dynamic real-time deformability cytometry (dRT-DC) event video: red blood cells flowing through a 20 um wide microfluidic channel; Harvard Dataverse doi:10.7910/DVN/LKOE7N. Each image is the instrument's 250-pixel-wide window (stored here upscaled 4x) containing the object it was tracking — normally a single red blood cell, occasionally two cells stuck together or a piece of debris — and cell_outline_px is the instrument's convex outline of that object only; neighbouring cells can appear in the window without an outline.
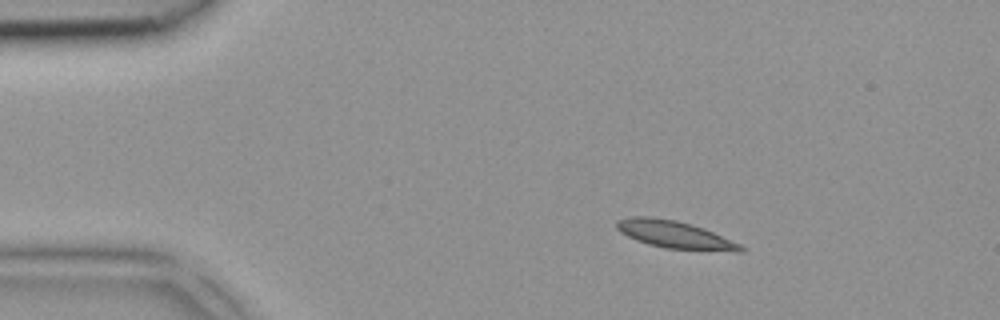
{"species": "common noctule bat (a hibernating species)", "species_latin": "Nyctalus noctula", "temperature_condition": "room temperature", "stored_images_in_passage": 6, "camera_frame_rate_fps": 3000, "um_per_image_px": 0.085, "animal": {"sex": "female", "body_mass_g": 18.4}, "frame": {"image": 1, "passage_image": 3, "time_ms": 0.667, "image_size_px": [1000, 320], "cell_outline_px": [[744, 252], [736, 252], [664, 248], [648, 244], [636, 240], [620, 232], [616, 228], [616, 220], [632, 216], [652, 216], [676, 220], [692, 224], [704, 228], [740, 244], [744, 248]], "centroid_in_image_um": [57.34, 19.94], "position_along_channel_um": 27.7, "area_um2": 20.0}}
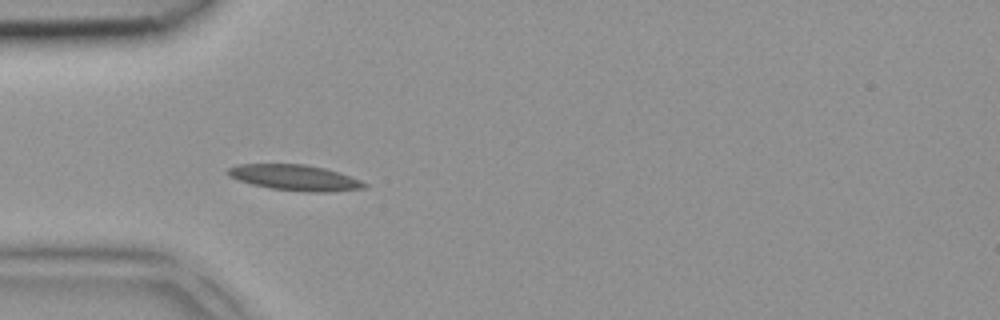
{"frame": {"image": 2, "passage_image": 5, "time_ms": 1.333, "image_size_px": [1000, 320], "cell_outline_px": [[368, 188], [332, 192], [308, 192], [272, 188], [252, 184], [236, 180], [228, 176], [228, 168], [236, 164], [308, 164], [340, 172], [360, 180], [368, 184]], "centroid_in_image_um": [25.1, 15.1], "position_along_channel_um": 59.9, "area_um2": 20.63}}